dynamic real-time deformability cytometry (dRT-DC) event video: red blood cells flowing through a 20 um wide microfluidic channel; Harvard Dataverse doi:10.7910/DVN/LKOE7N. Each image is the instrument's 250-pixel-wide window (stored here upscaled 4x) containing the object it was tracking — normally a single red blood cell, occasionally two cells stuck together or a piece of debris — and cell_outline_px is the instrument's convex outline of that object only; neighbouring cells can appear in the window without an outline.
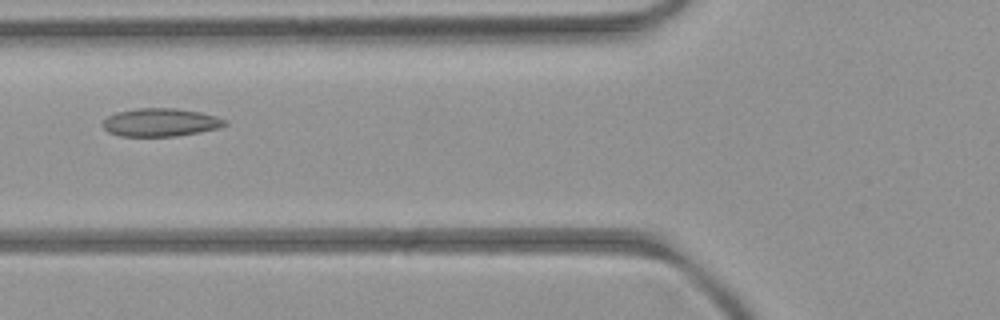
{"species": "common noctule bat (a hibernating species)", "species_latin": "Nyctalus noctula", "temperature_condition": "room temperature", "stored_images_in_passage": 3, "camera_frame_rate_fps": 3000, "um_per_image_px": 0.085, "animal": {"sex": "female", "body_mass_g": 21.9}, "frame": {"image": 1, "passage_image": 2, "time_ms": 1.333, "image_size_px": [1000, 320], "cell_outline_px": [[228, 124], [220, 128], [200, 132], [176, 136], [120, 136], [108, 132], [104, 128], [104, 120], [108, 116], [116, 112], [136, 108], [176, 108], [200, 112], [216, 116], [228, 120]], "centroid_in_image_um": [13.68, 10.4], "position_along_channel_um": 112.1, "area_um2": 20.11}}
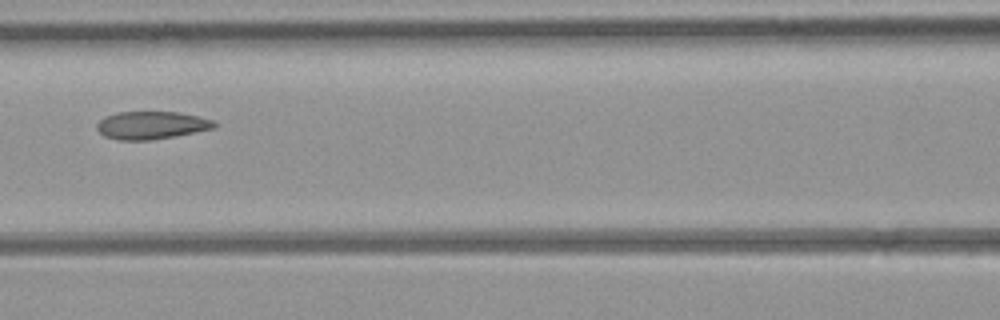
{"frame": {"image": 2, "passage_image": 3, "time_ms": 2.333, "image_size_px": [1000, 320], "cell_outline_px": [[216, 128], [152, 140], [120, 140], [104, 136], [96, 128], [96, 124], [104, 116], [116, 112], [180, 112], [212, 120], [216, 124]], "centroid_in_image_um": [12.84, 10.64], "position_along_channel_um": 153.8, "area_um2": 18.96}}